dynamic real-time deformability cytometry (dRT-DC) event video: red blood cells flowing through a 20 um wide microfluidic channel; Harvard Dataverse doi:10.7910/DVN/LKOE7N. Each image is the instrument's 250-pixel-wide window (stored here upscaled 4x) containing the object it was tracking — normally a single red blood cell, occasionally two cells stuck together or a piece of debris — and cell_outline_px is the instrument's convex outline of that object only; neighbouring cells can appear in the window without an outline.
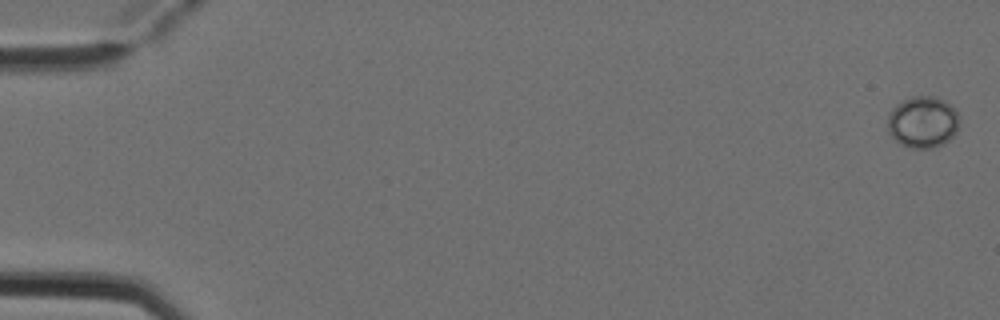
{"species": "Egyptian fruit bat (a non-hibernating species)", "species_latin": "Rousettus aegyptiacus", "temperature_condition": "cold", "stored_images_in_passage": 5, "camera_frame_rate_fps": 3000, "um_per_image_px": 0.085, "animal": {"sex": "female"}, "frame": {"image": 1, "passage_image": 1, "time_ms": 0.0, "image_size_px": [1000, 320], "cell_outline_px": [[960, 116], [956, 132], [944, 144], [932, 148], [908, 148], [900, 144], [888, 132], [888, 116], [892, 108], [896, 104], [912, 96], [936, 96], [944, 100], [956, 108]], "centroid_in_image_um": [78.45, 10.37], "position_along_channel_um": 6.5, "area_um2": 21.85}}
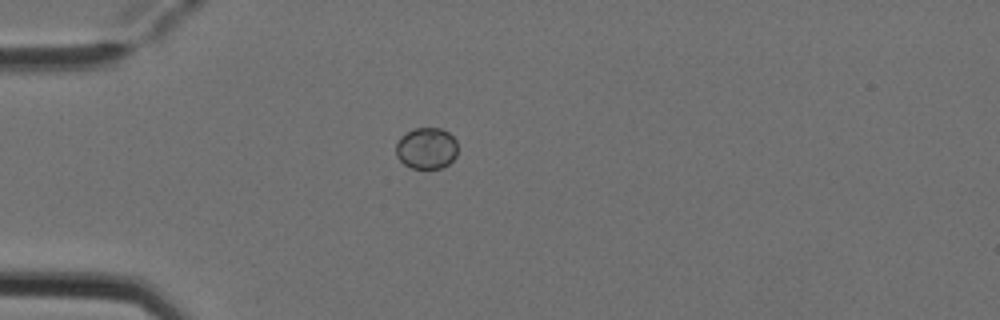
{"frame": {"image": 2, "passage_image": 5, "time_ms": 1.333, "image_size_px": [1000, 320], "cell_outline_px": [[456, 156], [448, 164], [440, 168], [412, 168], [404, 164], [396, 156], [396, 144], [400, 136], [416, 128], [440, 128], [448, 132], [456, 140]], "centroid_in_image_um": [36.24, 12.6], "position_along_channel_um": 48.8, "area_um2": 14.8}}